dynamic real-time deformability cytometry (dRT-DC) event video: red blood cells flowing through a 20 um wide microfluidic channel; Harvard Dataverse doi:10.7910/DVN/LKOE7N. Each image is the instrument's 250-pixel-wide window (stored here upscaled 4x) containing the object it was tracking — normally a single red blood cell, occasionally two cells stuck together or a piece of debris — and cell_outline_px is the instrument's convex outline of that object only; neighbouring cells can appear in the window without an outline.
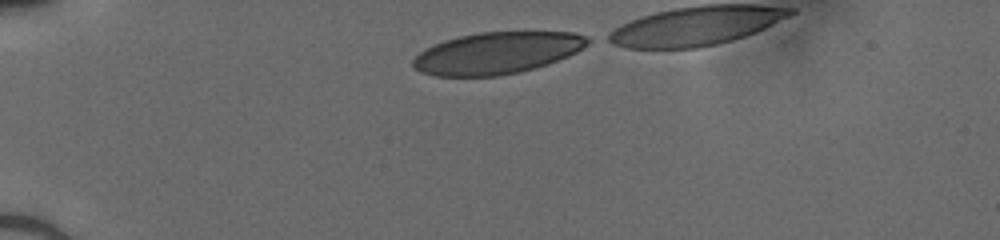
{"species": "human", "species_latin": "Homo sapiens", "temperature_condition": "cold", "stored_images_in_passage": 31, "camera_frame_rate_fps": 3000, "um_per_image_px": 0.085, "donor": {"sex": "male"}, "frame": {"image": 1, "passage_image": 1, "time_ms": 0.0, "image_size_px": [1000, 240], "cell_outline_px": [[596, 40], [576, 52], [568, 56], [532, 68], [516, 72], [496, 76], [436, 76], [420, 72], [412, 64], [412, 60], [424, 48], [444, 40], [460, 36], [480, 32], [572, 32], [588, 36]], "centroid_in_image_um": [42.25, 4.49], "position_along_channel_um": 42.7, "area_um2": 42.37}}
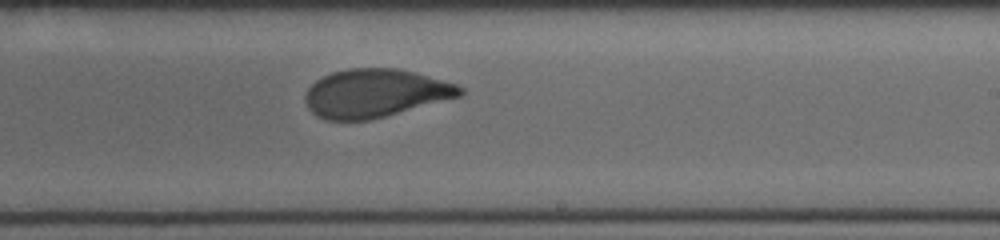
{"frame": {"image": 2, "passage_image": 20, "time_ms": 6.333, "image_size_px": [1000, 240], "cell_outline_px": [[464, 92], [460, 96], [384, 116], [368, 120], [324, 120], [316, 116], [308, 108], [304, 100], [304, 96], [308, 88], [316, 80], [332, 72], [348, 68], [396, 68], [416, 72], [456, 84], [464, 88]], "centroid_in_image_um": [31.85, 7.92], "position_along_channel_um": 257.1, "area_um2": 43.41}}
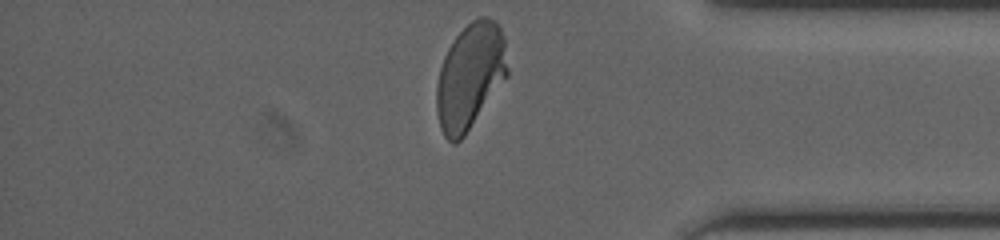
{"frame": {"image": 3, "passage_image": 31, "time_ms": 10.0, "image_size_px": [1000, 240], "cell_outline_px": [[508, 76], [464, 136], [456, 144], [452, 144], [444, 136], [440, 128], [436, 108], [436, 84], [440, 68], [444, 56], [448, 48], [456, 36], [472, 20], [480, 16], [484, 16], [496, 20], [504, 36], [508, 68]], "centroid_in_image_um": [39.96, 6.49], "position_along_channel_um": 395.2, "area_um2": 43.93}}